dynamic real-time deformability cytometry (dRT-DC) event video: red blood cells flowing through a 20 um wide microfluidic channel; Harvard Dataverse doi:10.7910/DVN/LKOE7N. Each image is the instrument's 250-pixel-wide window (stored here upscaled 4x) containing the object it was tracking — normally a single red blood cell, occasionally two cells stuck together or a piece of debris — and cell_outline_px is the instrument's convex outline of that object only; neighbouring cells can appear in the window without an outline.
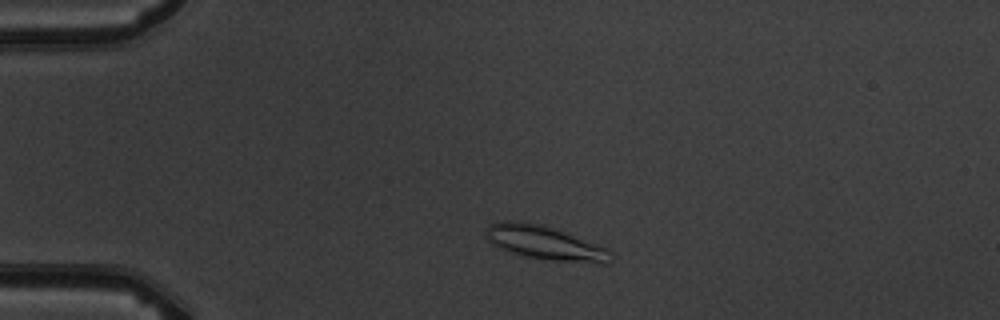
{"species": "common noctule bat (a hibernating species)", "species_latin": "Nyctalus noctula", "temperature_condition": "warm", "stored_images_in_passage": 6, "camera_frame_rate_fps": 3000, "um_per_image_px": 0.085, "animal": {"sex": "male", "body_mass_g": 19.5, "forearm_length_mm": 54.6}, "frame": {"image": 1, "passage_image": 2, "time_ms": 1.333, "image_size_px": [1000, 320], "cell_outline_px": [[608, 264], [600, 264], [552, 260], [528, 256], [512, 252], [500, 248], [492, 244], [488, 240], [484, 232], [488, 224], [500, 220], [516, 220], [544, 224], [596, 244], [604, 248]], "centroid_in_image_um": [46.18, 20.6], "position_along_channel_um": 38.8, "area_um2": 24.22}}
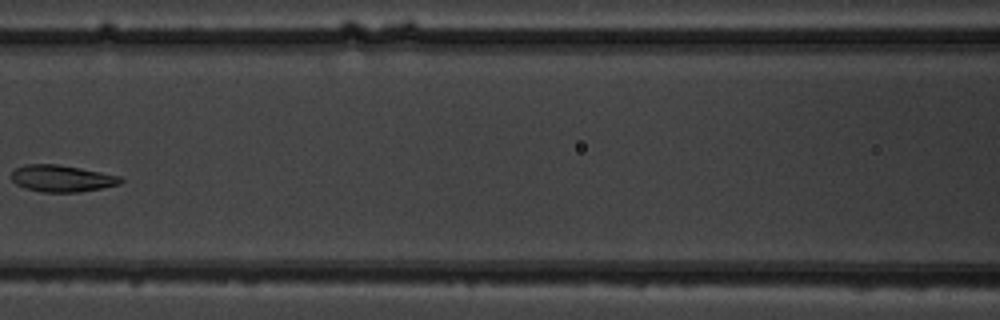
{"frame": {"image": 2, "passage_image": 5, "time_ms": 5.667, "image_size_px": [1000, 320], "cell_outline_px": [[124, 180], [120, 184], [80, 192], [40, 192], [16, 184], [12, 180], [12, 172], [16, 168], [24, 164], [56, 164], [80, 168], [120, 176]], "centroid_in_image_um": [5.26, 15.16], "position_along_channel_um": 161.3, "area_um2": 16.88}}
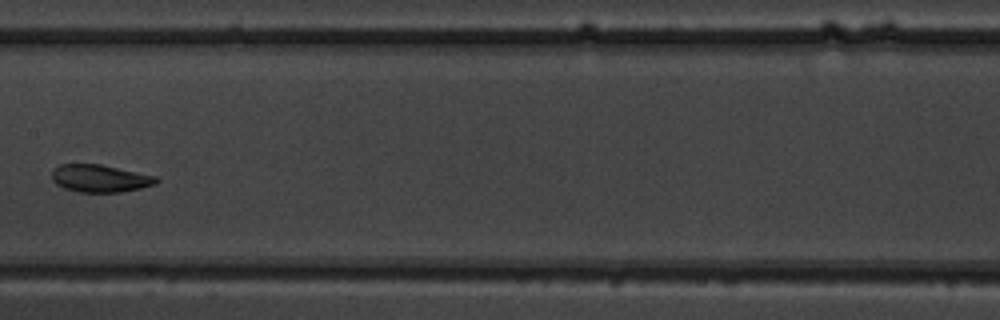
{"frame": {"image": 3, "passage_image": 6, "time_ms": 6.667, "image_size_px": [1000, 320], "cell_outline_px": [[160, 180], [156, 184], [140, 188], [120, 192], [80, 192], [64, 188], [56, 184], [52, 180], [52, 168], [60, 164], [100, 164], [156, 176]], "centroid_in_image_um": [8.48, 15.16], "position_along_channel_um": 198.9, "area_um2": 16.76}}